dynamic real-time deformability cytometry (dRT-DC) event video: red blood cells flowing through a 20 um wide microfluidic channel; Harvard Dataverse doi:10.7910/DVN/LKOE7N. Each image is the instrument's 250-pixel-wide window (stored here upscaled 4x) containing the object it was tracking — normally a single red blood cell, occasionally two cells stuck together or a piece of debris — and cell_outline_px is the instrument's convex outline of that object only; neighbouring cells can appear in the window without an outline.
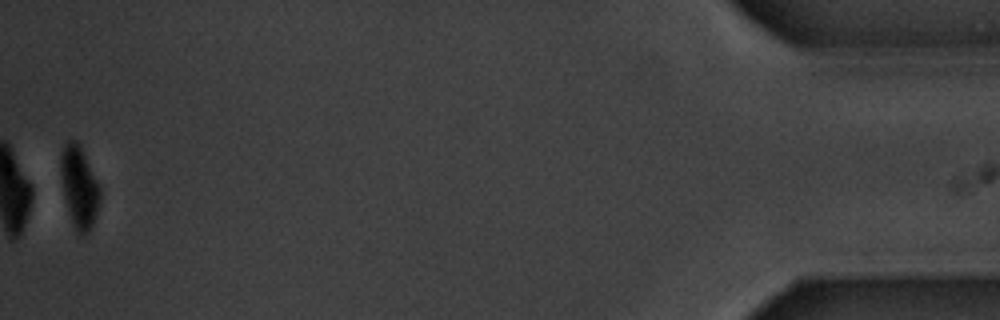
{"species": "common noctule bat (a hibernating species)", "species_latin": "Nyctalus noctula", "temperature_condition": "warm", "stored_images_in_passage": 15, "camera_frame_rate_fps": 3000, "um_per_image_px": 0.085, "animal": {"sex": "male", "body_mass_g": 20.1, "forearm_length_mm": 53.5}, "frame": {"image": 1, "passage_image": 15, "time_ms": 18.333, "image_size_px": [1000, 320], "cell_outline_px": [[100, 200], [92, 224], [88, 232], [84, 236], [80, 236], [76, 232], [72, 224], [68, 212], [64, 196], [60, 172], [60, 152], [64, 144], [68, 140], [76, 140], [80, 144], [100, 188]], "centroid_in_image_um": [6.7, 15.89], "position_along_channel_um": 428.5, "area_um2": 18.73}, "authors_computed_cell_mechanics": {"area_um2": 23.2356, "velocity_mm_per_s": 3.501, "shape_relaxation_time_tau1_ms": 1.3984, "shape_relaxation_time_tau2_ms": null, "deformation_change_tau1": 0.0861, "deformation_change_tau2": null}}